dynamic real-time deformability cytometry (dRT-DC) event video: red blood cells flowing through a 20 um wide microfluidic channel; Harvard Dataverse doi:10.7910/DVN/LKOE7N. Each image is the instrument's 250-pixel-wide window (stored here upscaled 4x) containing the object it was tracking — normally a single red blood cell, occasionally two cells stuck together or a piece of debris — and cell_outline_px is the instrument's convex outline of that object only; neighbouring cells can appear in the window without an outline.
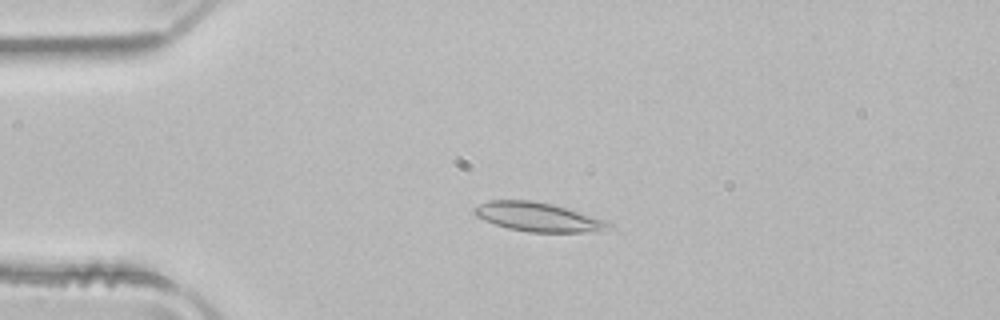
{"species": "common noctule bat (a hibernating species)", "species_latin": "Nyctalus noctula", "temperature_condition": "room temperature", "stored_images_in_passage": 50, "camera_frame_rate_fps": 3000, "um_per_image_px": 0.085, "animal": {"sex": "male", "body_mass_g": 21.5, "forearm_length_mm": 52.0}, "frame": {"image": 1, "passage_image": 11, "time_ms": 3.333, "image_size_px": [1000, 320], "cell_outline_px": [[612, 224], [600, 232], [528, 232], [508, 228], [484, 220], [476, 216], [472, 212], [472, 208], [488, 200], [532, 200], [552, 204], [608, 220]], "centroid_in_image_um": [45.73, 18.44], "position_along_channel_um": 39.3, "area_um2": 22.77}}
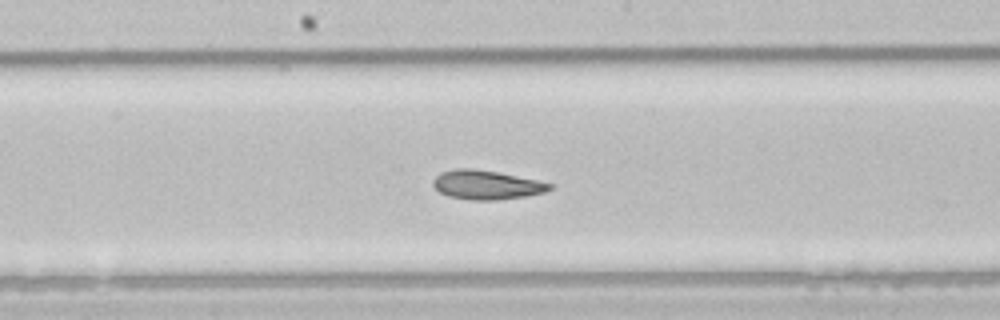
{"frame": {"image": 2, "passage_image": 26, "time_ms": 8.333, "image_size_px": [1000, 320], "cell_outline_px": [[552, 188], [544, 192], [524, 196], [496, 200], [468, 200], [448, 196], [440, 192], [432, 184], [432, 180], [440, 172], [456, 168], [472, 168], [496, 172], [536, 180], [552, 184]], "centroid_in_image_um": [41.29, 15.71], "position_along_channel_um": 206.9, "area_um2": 19.59}}
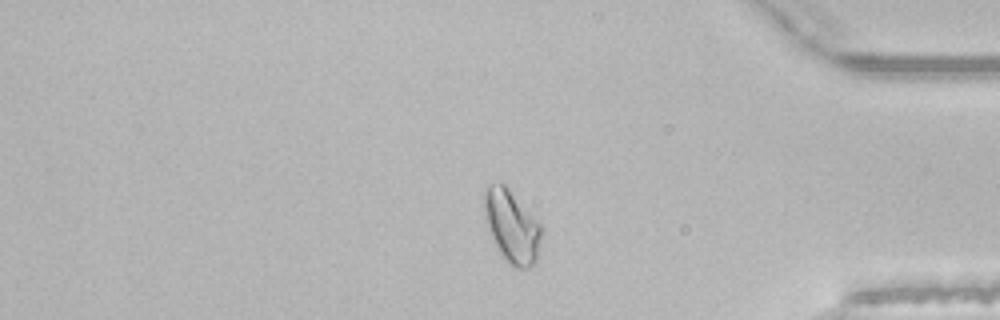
{"frame": {"image": 3, "passage_image": 42, "time_ms": 13.667, "image_size_px": [1000, 320], "cell_outline_px": [[544, 228], [536, 256], [532, 264], [528, 268], [516, 268], [508, 264], [504, 260], [496, 248], [488, 228], [484, 204], [484, 192], [488, 184], [496, 180], [500, 180], [508, 188]], "centroid_in_image_um": [43.48, 19.22], "position_along_channel_um": 391.7, "area_um2": 24.16}, "authors_computed_cell_mechanics": {"area_um2": 21.9062, "velocity_mm_per_s": 3.9523, "shape_relaxation_time_tau1_ms": 6.5575, "shape_relaxation_time_tau2_ms": 2.8857, "deformation_change_tau1": 0.1624, "deformation_change_tau2": 0.0771}}